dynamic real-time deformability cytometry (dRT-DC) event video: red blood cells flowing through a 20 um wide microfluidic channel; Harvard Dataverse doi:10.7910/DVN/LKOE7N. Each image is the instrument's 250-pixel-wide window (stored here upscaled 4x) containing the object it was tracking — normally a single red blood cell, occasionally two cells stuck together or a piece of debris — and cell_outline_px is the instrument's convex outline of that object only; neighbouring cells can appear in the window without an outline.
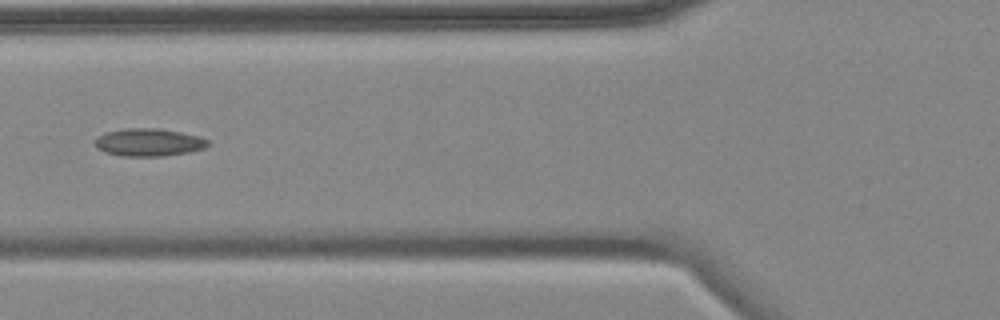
{"species": "common noctule bat (a hibernating species)", "species_latin": "Nyctalus noctula", "temperature_condition": "cold", "stored_images_in_passage": 8, "segment_of_instrument_passage": [1, 2], "camera_frame_rate_fps": 3000, "um_per_image_px": 0.085, "animal": {"sex": "female", "body_mass_g": 18.4}, "frame": {"image": 1, "passage_image": 6, "time_ms": 5.667, "image_size_px": [1000, 320], "cell_outline_px": [[208, 144], [204, 148], [188, 152], [160, 156], [120, 156], [104, 152], [96, 148], [96, 140], [104, 132], [124, 128], [160, 128], [200, 136], [208, 140]], "centroid_in_image_um": [12.62, 12.09], "position_along_channel_um": 113.2, "area_um2": 18.21}}